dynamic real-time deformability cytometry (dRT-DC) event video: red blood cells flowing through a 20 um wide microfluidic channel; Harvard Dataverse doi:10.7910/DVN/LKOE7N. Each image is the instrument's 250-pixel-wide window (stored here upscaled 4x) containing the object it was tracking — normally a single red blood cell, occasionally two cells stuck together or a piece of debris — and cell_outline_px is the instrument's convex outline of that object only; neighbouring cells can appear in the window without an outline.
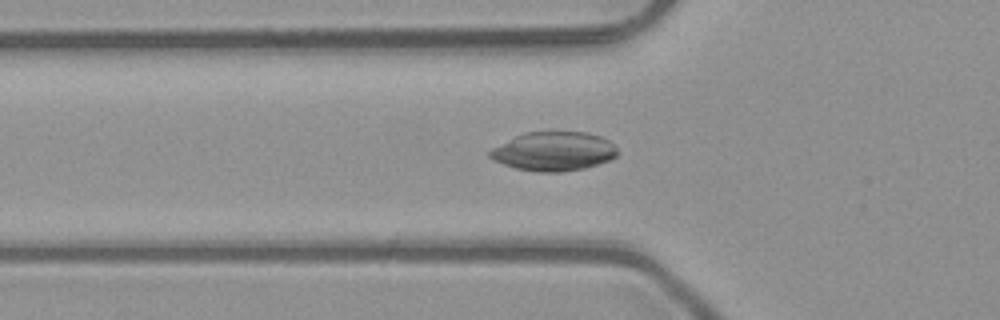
{"species": "common noctule bat (a hibernating species)", "species_latin": "Nyctalus noctula", "temperature_condition": "room temperature", "stored_images_in_passage": 36, "camera_frame_rate_fps": 3000, "um_per_image_px": 0.085, "animal": {"sex": "male", "body_mass_g": 23.1, "forearm_length_mm": 52.7}, "frame": {"image": 1, "passage_image": 3, "time_ms": 0.667, "image_size_px": [1000, 320], "cell_outline_px": [[616, 156], [612, 160], [584, 168], [560, 172], [536, 172], [516, 168], [492, 160], [488, 156], [488, 152], [492, 148], [524, 132], [588, 132], [600, 136], [608, 140], [616, 148]], "centroid_in_image_um": [47.06, 12.87], "position_along_channel_um": 78.7, "area_um2": 28.96}}
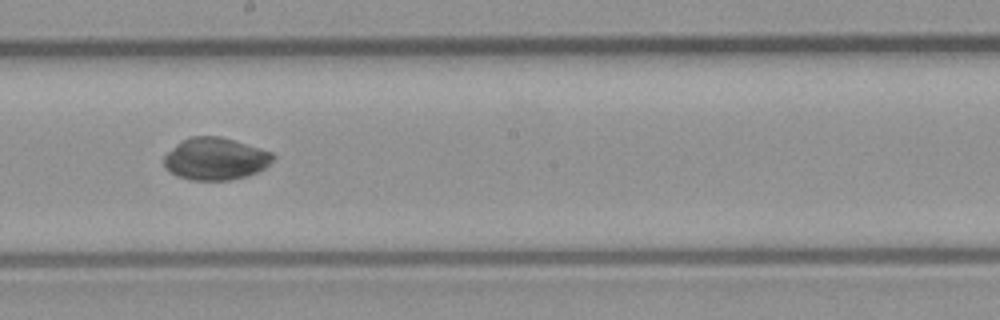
{"frame": {"image": 2, "passage_image": 14, "time_ms": 4.333, "image_size_px": [1000, 320], "cell_outline_px": [[276, 156], [264, 168], [256, 172], [244, 176], [228, 180], [188, 180], [176, 176], [168, 172], [164, 168], [164, 156], [168, 152], [184, 140], [192, 136], [220, 136], [260, 148], [272, 152]], "centroid_in_image_um": [18.29, 13.51], "position_along_channel_um": 229.9, "area_um2": 26.65}}
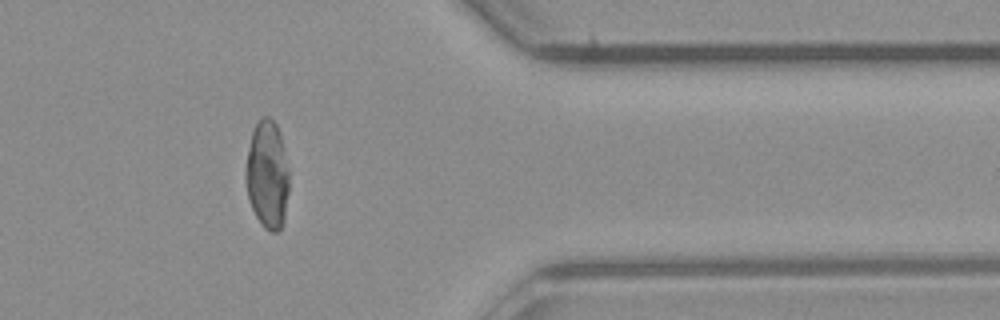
{"frame": {"image": 3, "passage_image": 27, "time_ms": 8.667, "image_size_px": [1000, 320], "cell_outline_px": [[288, 192], [284, 220], [280, 232], [272, 232], [264, 228], [260, 224], [252, 208], [248, 196], [244, 180], [244, 172], [252, 128], [264, 116], [268, 116], [276, 124], [284, 148], [288, 172]], "centroid_in_image_um": [22.7, 14.88], "position_along_channel_um": 388.7, "area_um2": 27.46}, "authors_computed_cell_mechanics": {"area_um2": 27.6862, "velocity_mm_per_s": 4.0849, "shape_relaxation_time_tau1_ms": null, "shape_relaxation_time_tau2_ms": 2.4576, "deformation_change_tau1": null, "deformation_change_tau2": 0.0137}}